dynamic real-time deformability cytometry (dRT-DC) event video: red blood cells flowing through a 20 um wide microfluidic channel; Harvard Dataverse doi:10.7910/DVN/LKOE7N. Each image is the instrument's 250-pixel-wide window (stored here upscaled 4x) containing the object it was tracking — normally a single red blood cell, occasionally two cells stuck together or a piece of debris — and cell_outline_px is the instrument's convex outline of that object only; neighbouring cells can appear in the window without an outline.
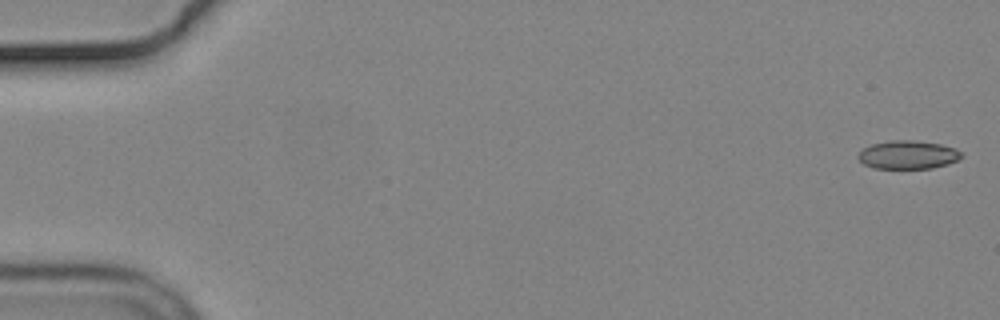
{"species": "common noctule bat (a hibernating species)", "species_latin": "Nyctalus noctula", "temperature_condition": "cold", "stored_images_in_passage": 4, "camera_frame_rate_fps": 3000, "um_per_image_px": 0.085, "animal": {"sex": "male", "body_mass_g": 19.2, "forearm_length_mm": 51.8}, "frame": {"image": 1, "passage_image": 1, "time_ms": 0.0, "image_size_px": [1000, 320], "cell_outline_px": [[964, 156], [948, 164], [932, 168], [872, 168], [864, 164], [856, 156], [864, 148], [872, 144], [888, 140], [916, 140], [940, 144], [956, 148]], "centroid_in_image_um": [77.18, 13.15], "position_along_channel_um": 7.8, "area_um2": 17.11}}